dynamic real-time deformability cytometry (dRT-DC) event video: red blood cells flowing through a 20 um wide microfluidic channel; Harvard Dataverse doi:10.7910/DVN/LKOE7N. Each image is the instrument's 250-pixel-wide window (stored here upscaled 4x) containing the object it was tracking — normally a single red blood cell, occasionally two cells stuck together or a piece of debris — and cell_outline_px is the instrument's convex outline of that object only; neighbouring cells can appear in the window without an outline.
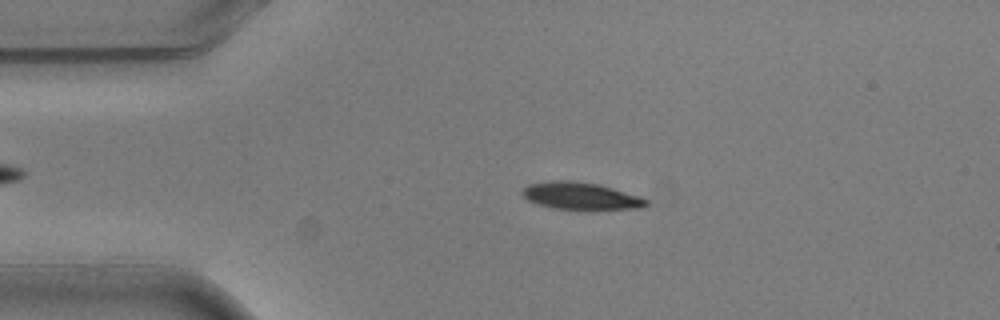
{"species": "common noctule bat (a hibernating species)", "species_latin": "Nyctalus noctula", "temperature_condition": "warm", "stored_images_in_passage": 4, "camera_frame_rate_fps": 3000, "um_per_image_px": 0.085, "animal": {"sex": "male", "body_mass_g": 20.5, "forearm_length_mm": 52.5}, "frame": {"image": 1, "passage_image": 3, "time_ms": 0.667, "image_size_px": [1000, 320], "cell_outline_px": [[648, 204], [640, 208], [588, 212], [552, 208], [536, 204], [528, 200], [520, 192], [528, 184], [548, 180], [572, 180], [600, 184], [640, 196], [648, 200]], "centroid_in_image_um": [49.38, 16.69], "position_along_channel_um": 35.6, "area_um2": 20.69}}